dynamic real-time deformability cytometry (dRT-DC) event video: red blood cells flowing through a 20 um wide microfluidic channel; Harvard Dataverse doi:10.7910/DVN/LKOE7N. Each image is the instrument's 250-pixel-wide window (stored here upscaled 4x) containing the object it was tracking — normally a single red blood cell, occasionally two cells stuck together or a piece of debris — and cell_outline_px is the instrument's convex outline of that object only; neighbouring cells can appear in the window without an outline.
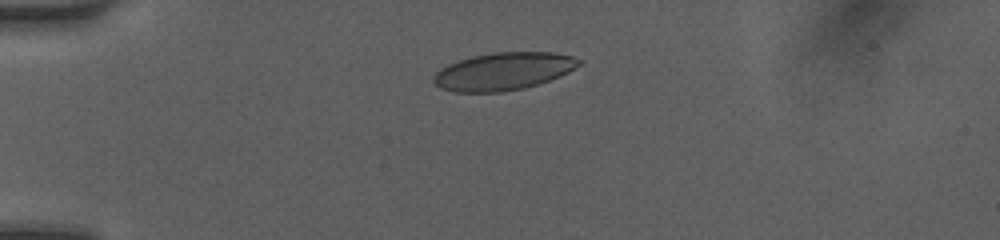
{"species": "human", "species_latin": "Homo sapiens", "temperature_condition": "room temperature", "stored_images_in_passage": 36, "camera_frame_rate_fps": 3000, "um_per_image_px": 0.085, "donor": {"sex": "female"}, "frame": {"image": 1, "passage_image": 5, "time_ms": 2.333, "image_size_px": [1000, 240], "cell_outline_px": [[580, 64], [568, 72], [560, 76], [524, 88], [500, 92], [456, 92], [440, 88], [432, 80], [432, 76], [440, 68], [448, 64], [472, 56], [496, 52], [552, 52], [572, 56], [580, 60]], "centroid_in_image_um": [42.75, 6.06], "position_along_channel_um": 42.2, "area_um2": 31.67}}
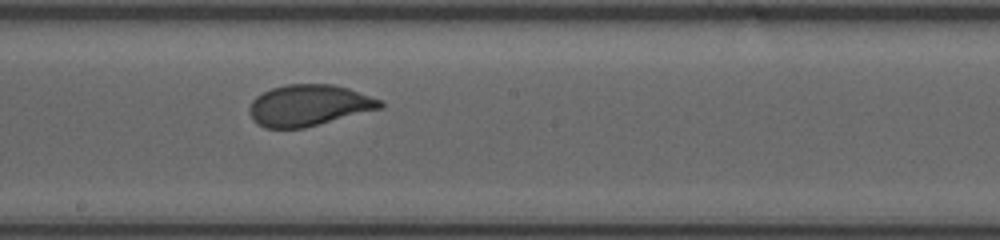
{"frame": {"image": 2, "passage_image": 17, "time_ms": 7.667, "image_size_px": [1000, 240], "cell_outline_px": [[384, 108], [304, 128], [264, 128], [256, 124], [252, 120], [248, 108], [252, 100], [256, 96], [272, 88], [288, 84], [332, 84], [348, 88], [384, 100]], "centroid_in_image_um": [26.28, 8.96], "position_along_channel_um": 221.9, "area_um2": 31.79}}
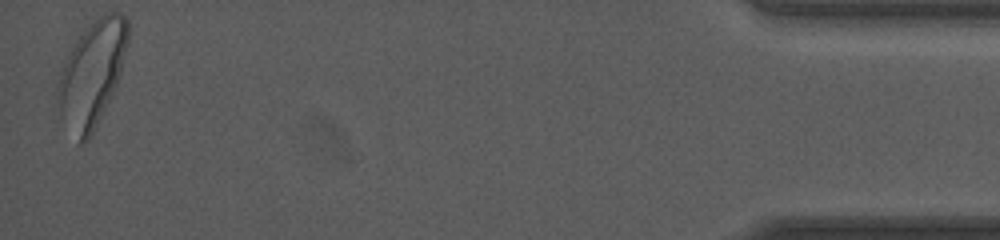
{"frame": {"image": 3, "passage_image": 36, "time_ms": 14.667, "image_size_px": [1000, 240], "cell_outline_px": [[128, 44], [120, 76], [88, 140], [84, 144], [76, 144], [60, 116], [56, 96], [56, 88], [60, 72], [80, 28], [96, 16], [104, 12], [120, 12], [128, 20]], "centroid_in_image_um": [7.78, 6.2], "position_along_channel_um": 427.4, "area_um2": 43.75}, "authors_computed_cell_mechanics": {"area_um2": 31.7033, "velocity_mm_per_s": 4.0839, "shape_relaxation_time_tau1_ms": 2.7839, "shape_relaxation_time_tau2_ms": null, "deformation_change_tau1": 0.1116, "deformation_change_tau2": null}}